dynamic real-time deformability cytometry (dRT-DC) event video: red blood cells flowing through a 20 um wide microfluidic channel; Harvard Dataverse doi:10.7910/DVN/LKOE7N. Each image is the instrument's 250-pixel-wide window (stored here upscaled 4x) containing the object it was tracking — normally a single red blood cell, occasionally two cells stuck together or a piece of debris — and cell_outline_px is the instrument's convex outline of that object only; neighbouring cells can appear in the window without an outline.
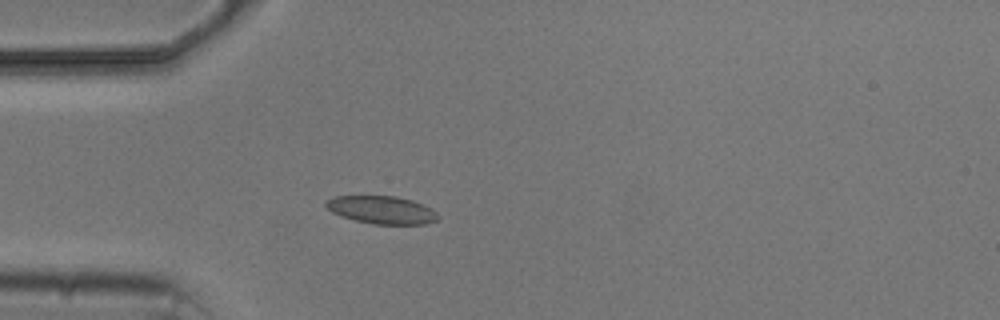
{"species": "common noctule bat (a hibernating species)", "species_latin": "Nyctalus noctula", "temperature_condition": "cold", "stored_images_in_passage": 3, "camera_frame_rate_fps": 3000, "um_per_image_px": 0.085, "animal": {"sex": "male", "body_mass_g": 20.5, "forearm_length_mm": 52.5}, "frame": {"image": 1, "passage_image": 3, "time_ms": 3.333, "image_size_px": [1000, 320], "cell_outline_px": [[440, 216], [436, 220], [424, 224], [372, 224], [356, 220], [332, 212], [324, 204], [324, 200], [336, 196], [396, 196], [412, 200], [424, 204], [432, 208]], "centroid_in_image_um": [32.47, 17.83], "position_along_channel_um": 52.5, "area_um2": 18.15}}